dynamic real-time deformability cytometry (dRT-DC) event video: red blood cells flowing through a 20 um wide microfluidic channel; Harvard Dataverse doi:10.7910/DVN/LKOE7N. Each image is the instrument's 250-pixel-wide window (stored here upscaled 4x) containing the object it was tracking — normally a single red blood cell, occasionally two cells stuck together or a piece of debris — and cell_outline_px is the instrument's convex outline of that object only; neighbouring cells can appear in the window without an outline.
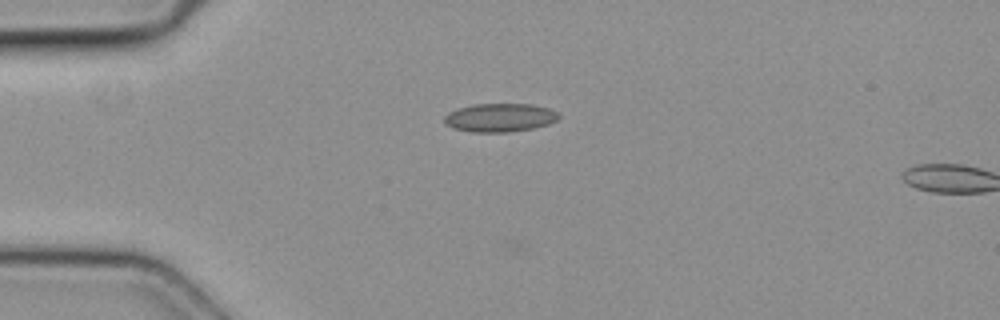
{"species": "common noctule bat (a hibernating species)", "species_latin": "Nyctalus noctula", "temperature_condition": "cold", "stored_images_in_passage": 3, "camera_frame_rate_fps": 3000, "um_per_image_px": 0.085, "animal": {"sex": "female", "body_mass_g": 19.3, "forearm_length_mm": 54.1}, "frame": {"image": 1, "passage_image": 2, "time_ms": 0.333, "image_size_px": [1000, 320], "cell_outline_px": [[560, 116], [556, 120], [548, 124], [532, 128], [508, 132], [472, 132], [452, 128], [444, 124], [444, 116], [448, 112], [456, 108], [472, 104], [532, 104], [548, 108], [556, 112]], "centroid_in_image_um": [42.43, 9.99], "position_along_channel_um": 42.6, "area_um2": 19.07}}